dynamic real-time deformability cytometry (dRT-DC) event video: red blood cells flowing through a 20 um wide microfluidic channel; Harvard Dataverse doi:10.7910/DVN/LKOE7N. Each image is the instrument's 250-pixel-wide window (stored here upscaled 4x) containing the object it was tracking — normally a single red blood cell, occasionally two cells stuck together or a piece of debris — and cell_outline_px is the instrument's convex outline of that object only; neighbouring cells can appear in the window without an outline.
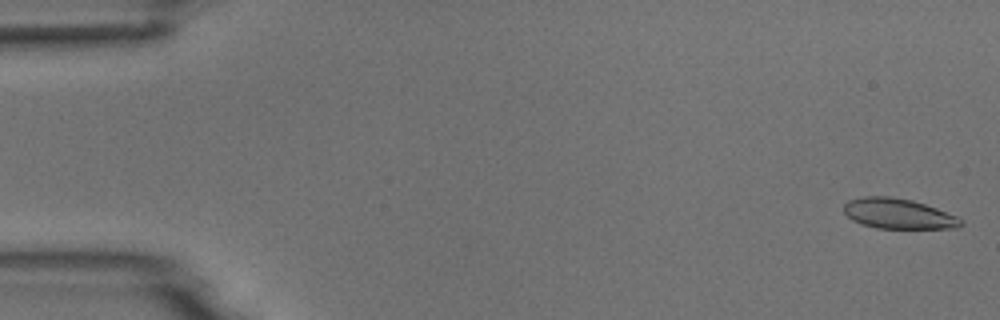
{"species": "common noctule bat (a hibernating species)", "species_latin": "Nyctalus noctula", "temperature_condition": "room temperature", "stored_images_in_passage": 5, "camera_frame_rate_fps": 3000, "um_per_image_px": 0.085, "animal": {"sex": "male", "body_mass_g": 18.8}, "frame": {"image": 1, "passage_image": 1, "time_ms": 0.0, "image_size_px": [1000, 320], "cell_outline_px": [[964, 224], [956, 228], [876, 228], [860, 224], [852, 220], [844, 212], [844, 204], [848, 200], [864, 196], [888, 196], [912, 200], [936, 208], [956, 216], [964, 220]], "centroid_in_image_um": [76.34, 18.16], "position_along_channel_um": 8.7, "area_um2": 20.63}}
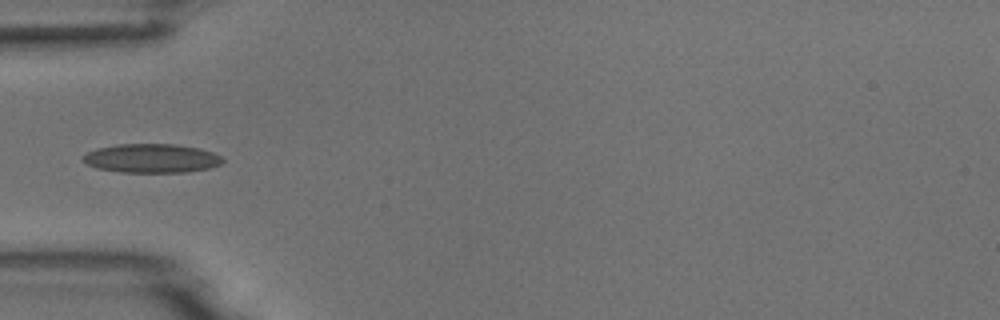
{"frame": {"image": 2, "passage_image": 5, "time_ms": 5.333, "image_size_px": [1000, 320], "cell_outline_px": [[224, 160], [220, 164], [212, 168], [188, 172], [120, 172], [96, 168], [84, 164], [80, 160], [88, 152], [96, 148], [120, 144], [176, 144], [200, 148], [212, 152], [220, 156]], "centroid_in_image_um": [12.87, 13.46], "position_along_channel_um": 72.1, "area_um2": 23.76}}